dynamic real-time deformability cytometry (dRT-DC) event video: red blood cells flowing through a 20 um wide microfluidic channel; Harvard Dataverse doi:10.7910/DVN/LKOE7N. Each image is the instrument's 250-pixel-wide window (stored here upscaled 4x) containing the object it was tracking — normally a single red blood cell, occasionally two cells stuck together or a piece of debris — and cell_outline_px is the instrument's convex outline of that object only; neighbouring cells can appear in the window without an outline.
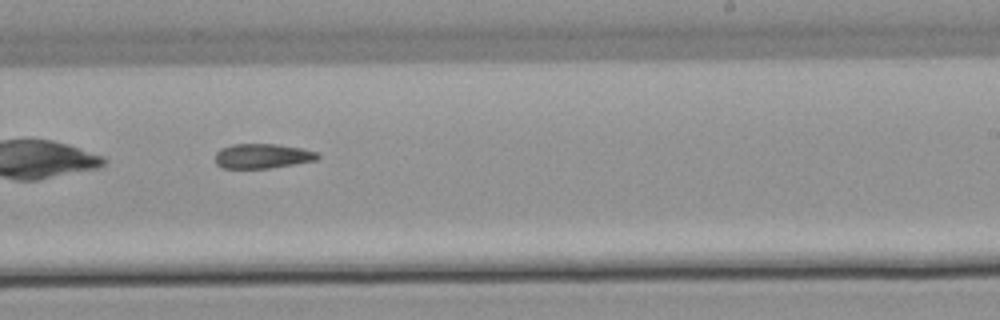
{"species": "common noctule bat (a hibernating species)", "species_latin": "Nyctalus noctula", "temperature_condition": "warm", "stored_images_in_passage": 10, "camera_frame_rate_fps": 3000, "um_per_image_px": 0.085, "animal": {"sex": "male", "body_mass_g": 21.5, "forearm_length_mm": 52.0}, "frame": {"image": 1, "passage_image": 10, "time_ms": 11.0, "image_size_px": [1000, 320], "cell_outline_px": [[320, 156], [316, 160], [268, 168], [224, 168], [216, 164], [216, 152], [220, 148], [232, 144], [280, 144], [300, 148], [316, 152]], "centroid_in_image_um": [22.27, 13.25], "position_along_channel_um": 266.7, "area_um2": 14.62}}